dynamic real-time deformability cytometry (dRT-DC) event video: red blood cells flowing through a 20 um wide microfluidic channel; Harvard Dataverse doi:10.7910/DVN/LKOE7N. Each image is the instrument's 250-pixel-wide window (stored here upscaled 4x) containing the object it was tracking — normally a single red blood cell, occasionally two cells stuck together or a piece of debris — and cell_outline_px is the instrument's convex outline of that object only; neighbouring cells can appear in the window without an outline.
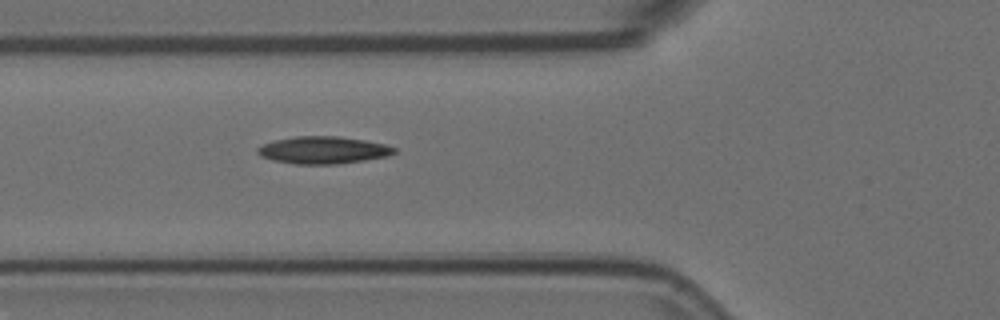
{"species": "Egyptian fruit bat (a non-hibernating species)", "species_latin": "Rousettus aegyptiacus", "temperature_condition": "room temperature", "stored_images_in_passage": 2, "camera_frame_rate_fps": 3000, "um_per_image_px": 0.085, "animal": {"sex": "female"}, "frame": {"image": 1, "passage_image": 2, "time_ms": 0.333, "image_size_px": [1000, 320], "cell_outline_px": [[396, 152], [388, 156], [364, 160], [336, 164], [296, 164], [272, 160], [260, 156], [256, 152], [256, 148], [272, 140], [296, 136], [340, 136], [364, 140], [384, 144], [396, 148]], "centroid_in_image_um": [27.44, 12.75], "position_along_channel_um": 98.4, "area_um2": 21.79}}